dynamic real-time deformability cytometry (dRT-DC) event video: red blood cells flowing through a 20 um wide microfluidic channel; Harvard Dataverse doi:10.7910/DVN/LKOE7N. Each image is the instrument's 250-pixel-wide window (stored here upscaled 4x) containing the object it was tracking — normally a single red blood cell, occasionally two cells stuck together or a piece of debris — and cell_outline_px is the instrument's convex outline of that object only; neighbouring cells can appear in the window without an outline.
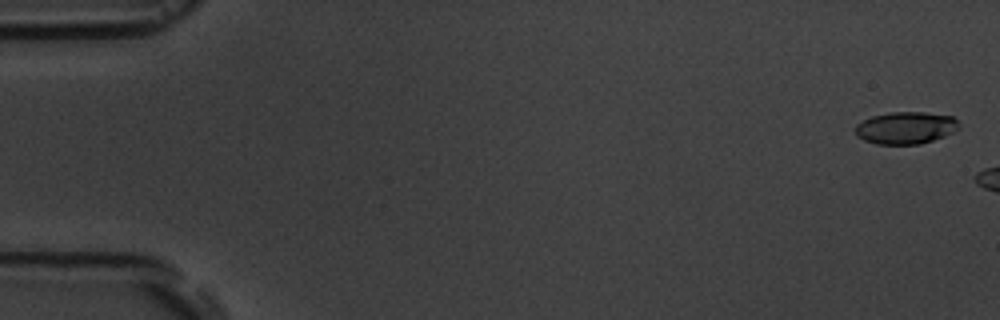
{"species": "common noctule bat (a hibernating species)", "species_latin": "Nyctalus noctula", "temperature_condition": "room temperature", "stored_images_in_passage": 3, "camera_frame_rate_fps": 3000, "um_per_image_px": 0.085, "animal": {"sex": "male", "body_mass_g": 19.5, "forearm_length_mm": 54.6}, "frame": {"image": 1, "passage_image": 1, "time_ms": 0.0, "image_size_px": [1000, 320], "cell_outline_px": [[960, 128], [944, 136], [920, 144], [876, 144], [864, 140], [856, 136], [856, 124], [872, 116], [892, 112], [924, 112], [952, 116], [960, 124]], "centroid_in_image_um": [76.99, 10.86], "position_along_channel_um": 8.0, "area_um2": 19.36}}